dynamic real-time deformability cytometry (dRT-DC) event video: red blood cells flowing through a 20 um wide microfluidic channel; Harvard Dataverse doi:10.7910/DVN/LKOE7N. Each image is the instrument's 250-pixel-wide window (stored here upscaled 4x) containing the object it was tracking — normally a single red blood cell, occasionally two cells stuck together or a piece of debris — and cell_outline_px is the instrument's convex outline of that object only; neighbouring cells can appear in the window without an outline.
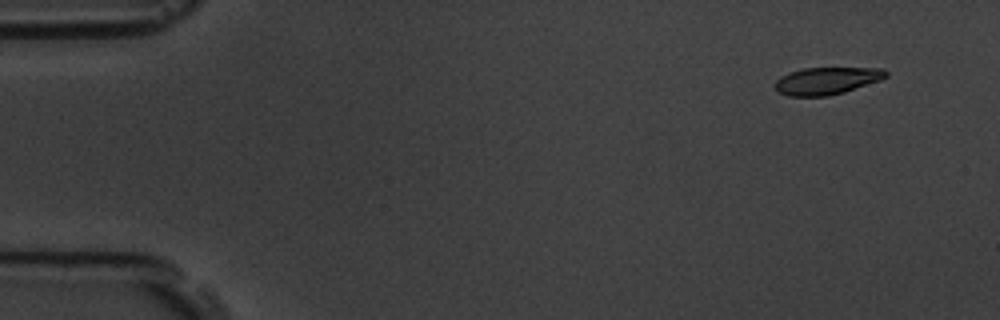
{"species": "common noctule bat (a hibernating species)", "species_latin": "Nyctalus noctula", "temperature_condition": "room temperature", "stored_images_in_passage": 9, "camera_frame_rate_fps": 3000, "um_per_image_px": 0.085, "animal": {"sex": "male", "body_mass_g": 19.5, "forearm_length_mm": 54.6}, "frame": {"image": 1, "passage_image": 2, "time_ms": 1.0, "image_size_px": [1000, 320], "cell_outline_px": [[888, 76], [880, 80], [844, 92], [828, 96], [788, 96], [776, 92], [772, 84], [780, 76], [788, 72], [804, 68], [884, 68], [888, 72]], "centroid_in_image_um": [70.22, 6.87], "position_along_channel_um": 14.8, "area_um2": 17.86}}
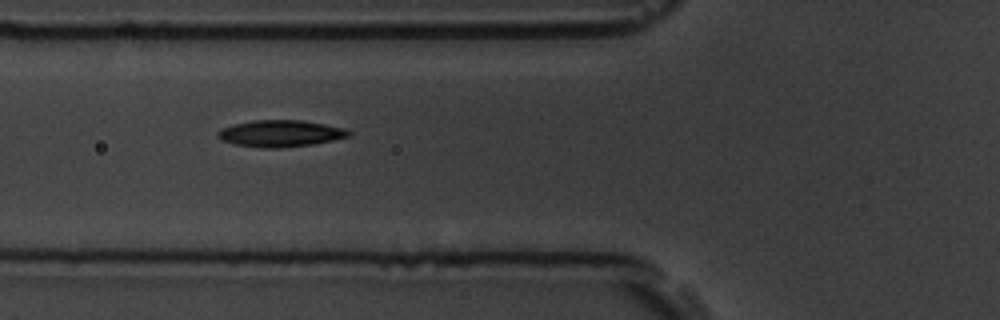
{"frame": {"image": 2, "passage_image": 7, "time_ms": 6.667, "image_size_px": [1000, 320], "cell_outline_px": [[352, 136], [312, 144], [280, 148], [260, 148], [236, 144], [224, 140], [216, 136], [216, 132], [220, 128], [232, 124], [252, 120], [300, 120], [324, 124], [344, 128], [352, 132]], "centroid_in_image_um": [23.82, 11.34], "position_along_channel_um": 102.0, "area_um2": 20.4}}
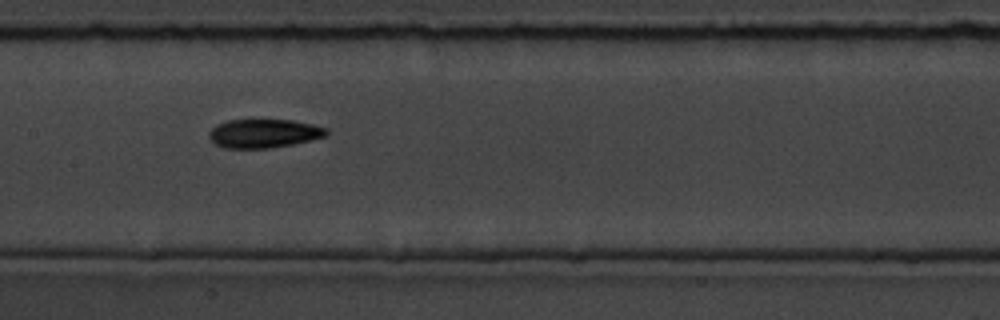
{"frame": {"image": 3, "passage_image": 9, "time_ms": 9.0, "image_size_px": [1000, 320], "cell_outline_px": [[328, 136], [312, 140], [292, 144], [268, 148], [224, 148], [216, 144], [208, 136], [208, 132], [216, 124], [228, 120], [292, 120], [312, 124], [328, 128]], "centroid_in_image_um": [22.44, 11.34], "position_along_channel_um": 185.0, "area_um2": 19.71}}